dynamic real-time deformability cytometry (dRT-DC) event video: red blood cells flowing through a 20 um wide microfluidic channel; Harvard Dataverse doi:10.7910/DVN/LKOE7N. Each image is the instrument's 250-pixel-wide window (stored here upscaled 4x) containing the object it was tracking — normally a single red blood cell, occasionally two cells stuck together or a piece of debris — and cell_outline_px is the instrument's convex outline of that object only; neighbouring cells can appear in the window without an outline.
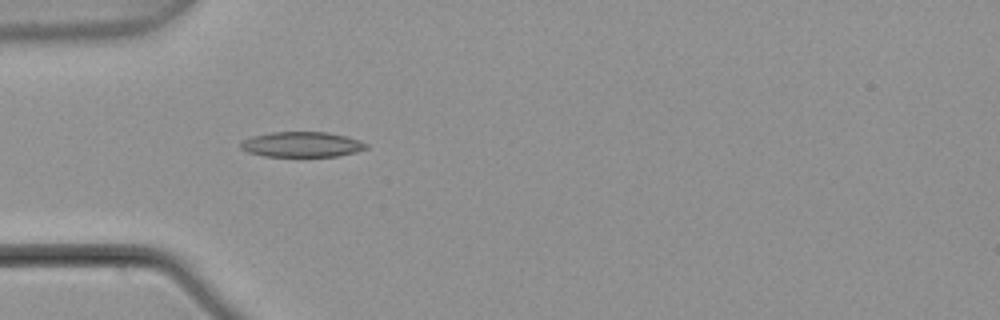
{"species": "common noctule bat (a hibernating species)", "species_latin": "Nyctalus noctula", "temperature_condition": "warm", "stored_images_in_passage": 4, "camera_frame_rate_fps": 3000, "um_per_image_px": 0.085, "animal": {"sex": "male", "body_mass_g": 21.5, "forearm_length_mm": 52.0}, "frame": {"image": 1, "passage_image": 4, "time_ms": 1.0, "image_size_px": [1000, 320], "cell_outline_px": [[368, 148], [356, 152], [336, 156], [264, 156], [248, 152], [240, 148], [240, 144], [244, 140], [252, 136], [272, 132], [328, 132], [360, 140], [368, 144]], "centroid_in_image_um": [25.67, 12.27], "position_along_channel_um": 59.3, "area_um2": 18.38}}